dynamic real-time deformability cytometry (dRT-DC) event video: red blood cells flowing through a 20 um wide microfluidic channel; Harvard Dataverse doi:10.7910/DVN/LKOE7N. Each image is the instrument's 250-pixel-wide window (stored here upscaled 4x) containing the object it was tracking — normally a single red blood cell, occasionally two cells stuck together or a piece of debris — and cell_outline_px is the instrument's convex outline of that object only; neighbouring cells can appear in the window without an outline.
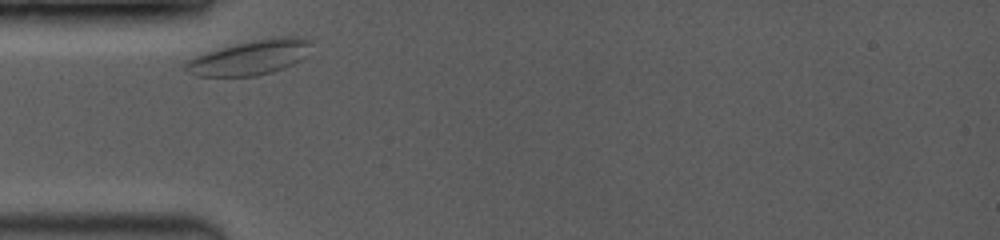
{"species": "common noctule bat (a hibernating species)", "species_latin": "Nyctalus noctula", "temperature_condition": "room temperature", "stored_images_in_passage": 12, "camera_frame_rate_fps": 3500, "um_per_image_px": 0.085, "animal": {"sex": "female", "body_mass_g": 19.0, "forearm_length_mm": 53.3}, "frame": {"image": 1, "passage_image": 1, "time_ms": 0.0, "image_size_px": [1000, 240], "cell_outline_px": [[312, 40], [304, 56], [300, 60], [284, 68], [272, 72], [256, 76], [196, 76], [188, 72], [180, 64], [196, 56], [220, 48], [252, 40], [280, 36], [300, 36]], "centroid_in_image_um": [21.23, 4.89], "position_along_channel_um": 63.8, "area_um2": 25.32}}
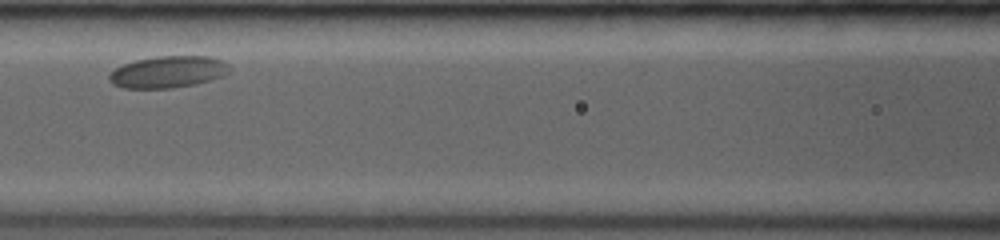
{"frame": {"image": 2, "passage_image": 7, "time_ms": 2.571, "image_size_px": [1000, 240], "cell_outline_px": [[232, 72], [224, 76], [196, 84], [172, 88], [124, 88], [112, 84], [108, 80], [108, 76], [116, 68], [124, 64], [136, 60], [156, 56], [208, 56], [220, 60], [228, 64], [232, 68]], "centroid_in_image_um": [14.32, 6.12], "position_along_channel_um": 152.3, "area_um2": 22.43}}
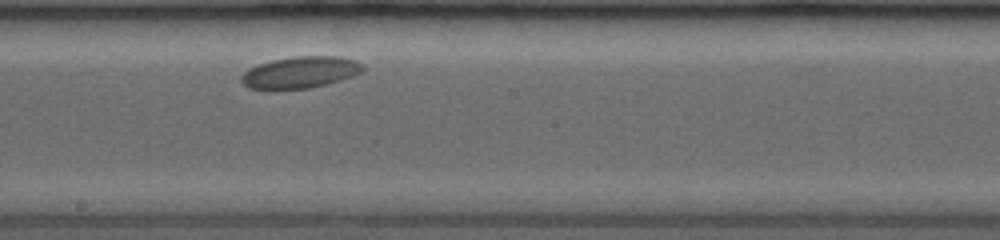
{"frame": {"image": 3, "passage_image": 12, "time_ms": 4.571, "image_size_px": [1000, 240], "cell_outline_px": [[364, 68], [360, 72], [352, 76], [328, 84], [308, 88], [248, 88], [240, 80], [240, 76], [248, 68], [272, 60], [296, 56], [340, 56], [356, 60]], "centroid_in_image_um": [25.52, 6.13], "position_along_channel_um": 222.7, "area_um2": 22.08}}